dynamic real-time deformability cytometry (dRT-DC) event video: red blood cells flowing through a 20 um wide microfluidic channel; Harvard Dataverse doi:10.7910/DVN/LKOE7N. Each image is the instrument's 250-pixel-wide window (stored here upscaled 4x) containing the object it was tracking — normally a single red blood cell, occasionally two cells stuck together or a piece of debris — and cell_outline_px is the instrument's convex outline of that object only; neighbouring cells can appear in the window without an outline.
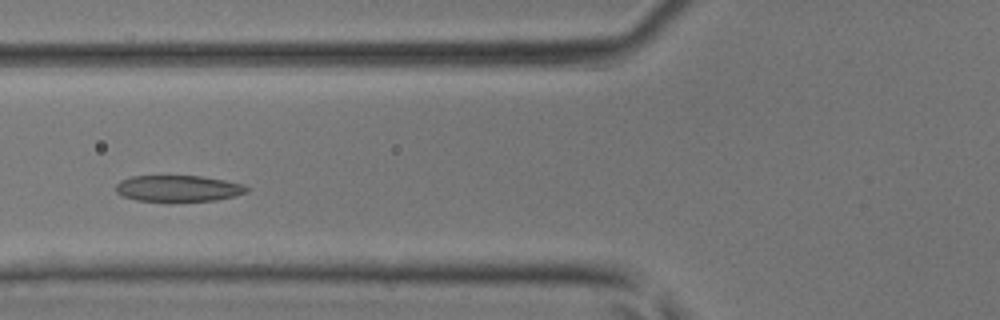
{"species": "common noctule bat (a hibernating species)", "species_latin": "Nyctalus noctula", "temperature_condition": "room temperature", "stored_images_in_passage": 36, "camera_frame_rate_fps": 3000, "um_per_image_px": 0.085, "animal": {"sex": "male", "body_mass_g": 17.9, "forearm_length_mm": 54.2}, "frame": {"image": 1, "passage_image": 9, "time_ms": 2.667, "image_size_px": [1000, 320], "cell_outline_px": [[248, 192], [216, 200], [168, 204], [136, 200], [124, 196], [116, 192], [116, 184], [120, 180], [132, 176], [200, 176], [224, 180], [244, 184], [248, 188]], "centroid_in_image_um": [15.12, 16.06], "position_along_channel_um": 110.7, "area_um2": 20.75}}
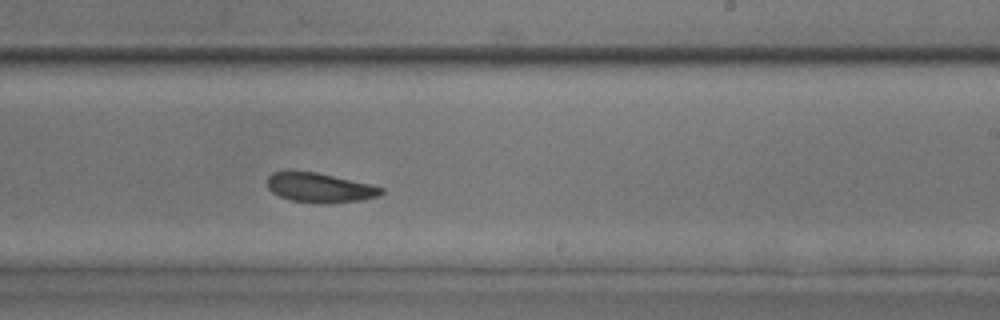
{"frame": {"image": 2, "passage_image": 19, "time_ms": 6.0, "image_size_px": [1000, 320], "cell_outline_px": [[384, 192], [380, 196], [364, 200], [328, 204], [324, 204], [288, 200], [272, 192], [268, 188], [268, 176], [272, 172], [288, 168], [292, 168], [316, 172], [372, 184], [384, 188]], "centroid_in_image_um": [27.16, 15.93], "position_along_channel_um": 261.8, "area_um2": 20.46}}
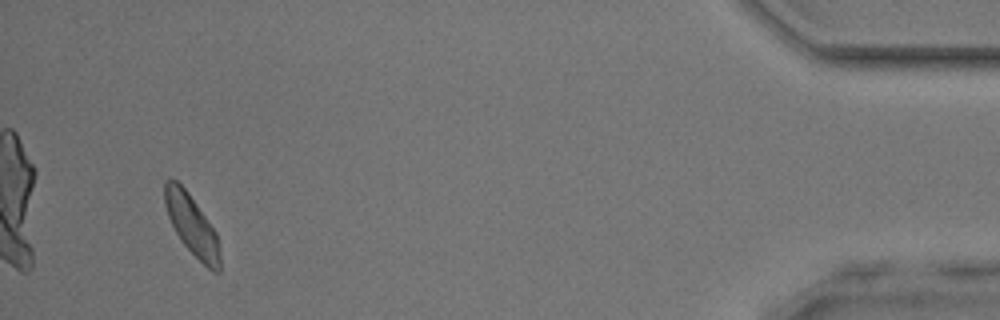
{"frame": {"image": 3, "passage_image": 34, "time_ms": 11.0, "image_size_px": [1000, 320], "cell_outline_px": [[220, 272], [212, 272], [184, 244], [176, 232], [168, 216], [164, 204], [164, 180], [176, 180], [188, 192], [216, 232], [220, 256]], "centroid_in_image_um": [16.3, 19.12], "position_along_channel_um": 418.9, "area_um2": 19.02}}